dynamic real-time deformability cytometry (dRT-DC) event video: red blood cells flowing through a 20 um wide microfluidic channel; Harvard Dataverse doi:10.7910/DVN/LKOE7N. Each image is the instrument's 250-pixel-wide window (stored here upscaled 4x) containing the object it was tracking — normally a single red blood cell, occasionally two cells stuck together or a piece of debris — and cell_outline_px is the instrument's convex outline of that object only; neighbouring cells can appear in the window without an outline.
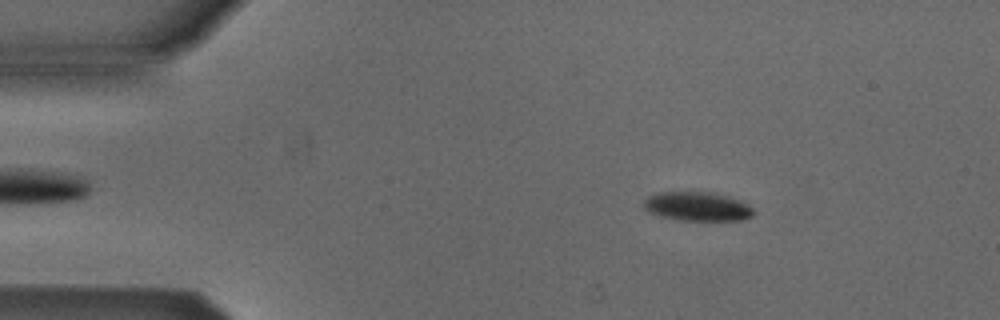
{"species": "Egyptian fruit bat (a non-hibernating species)", "species_latin": "Rousettus aegyptiacus", "temperature_condition": "cold", "stored_images_in_passage": 42, "camera_frame_rate_fps": 3000, "um_per_image_px": 0.085, "animal": {"sex": "male"}, "frame": {"image": 1, "passage_image": 8, "time_ms": 2.333, "image_size_px": [1000, 320], "cell_outline_px": [[752, 216], [744, 220], [680, 220], [660, 216], [644, 208], [644, 200], [648, 196], [656, 192], [712, 192], [728, 196], [740, 200], [748, 204], [752, 208]], "centroid_in_image_um": [59.28, 17.54], "position_along_channel_um": 25.7, "area_um2": 18.5}}
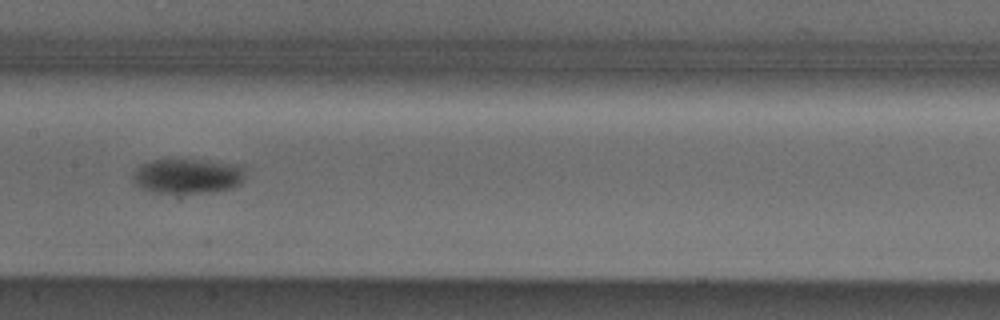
{"frame": {"image": 2, "passage_image": 26, "time_ms": 8.333, "image_size_px": [1000, 320], "cell_outline_px": [[244, 180], [240, 184], [232, 188], [212, 192], [156, 192], [140, 188], [136, 184], [132, 176], [136, 168], [140, 164], [152, 160], [196, 160], [228, 164], [244, 168]], "centroid_in_image_um": [15.91, 14.97], "position_along_channel_um": 191.5, "area_um2": 22.37}}
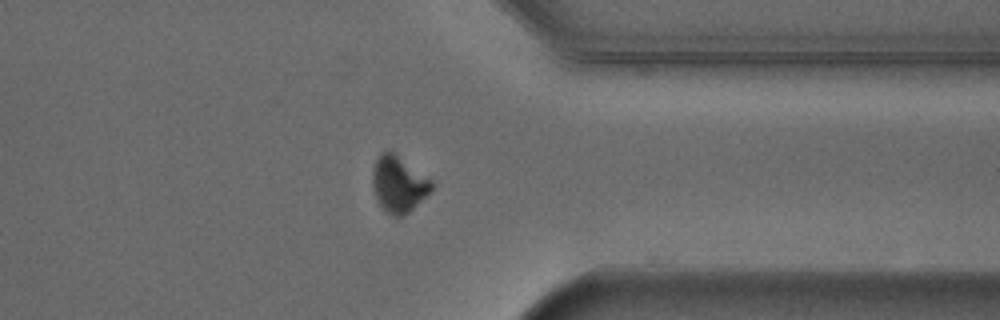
{"frame": {"image": 3, "passage_image": 41, "time_ms": 13.333, "image_size_px": [1000, 320], "cell_outline_px": [[432, 188], [408, 212], [400, 216], [392, 216], [376, 200], [372, 184], [372, 168], [380, 152], [392, 152], [432, 180]], "centroid_in_image_um": [33.83, 15.64], "position_along_channel_um": 377.6, "area_um2": 18.73}, "authors_computed_cell_mechanics": {"area_um2": 21.0392, "velocity_mm_per_s": 3.8542, "shape_relaxation_time_tau1_ms": 1.661, "shape_relaxation_time_tau2_ms": null, "deformation_change_tau1": 0.0936, "deformation_change_tau2": null}}